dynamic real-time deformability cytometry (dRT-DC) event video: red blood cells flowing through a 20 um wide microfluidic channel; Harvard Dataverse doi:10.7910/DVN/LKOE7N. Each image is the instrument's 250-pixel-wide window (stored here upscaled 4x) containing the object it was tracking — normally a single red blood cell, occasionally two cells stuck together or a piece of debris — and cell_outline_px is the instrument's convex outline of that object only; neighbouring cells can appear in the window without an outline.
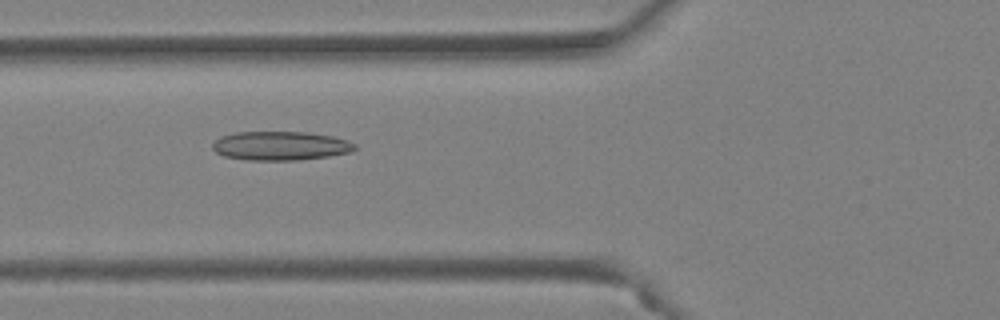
{"species": "Egyptian fruit bat (a non-hibernating species)", "species_latin": "Rousettus aegyptiacus", "temperature_condition": "warm", "stored_images_in_passage": 43, "camera_frame_rate_fps": 3000, "um_per_image_px": 0.085, "animal": {"sex": "female"}, "frame": {"image": 1, "passage_image": 13, "time_ms": 4.0, "image_size_px": [1000, 320], "cell_outline_px": [[356, 148], [348, 152], [328, 156], [296, 160], [244, 160], [224, 156], [216, 152], [212, 148], [212, 144], [220, 136], [236, 132], [308, 132], [332, 136], [348, 140], [356, 144]], "centroid_in_image_um": [23.81, 12.39], "position_along_channel_um": 102.0, "area_um2": 23.99}}
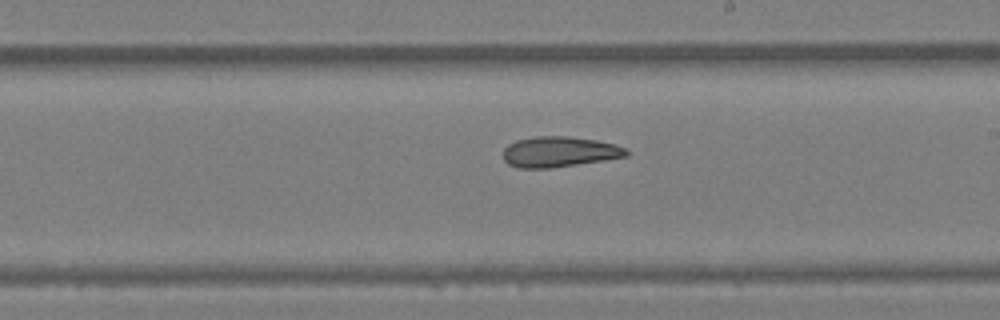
{"frame": {"image": 2, "passage_image": 23, "time_ms": 7.333, "image_size_px": [1000, 320], "cell_outline_px": [[628, 156], [604, 160], [552, 168], [516, 168], [508, 164], [504, 160], [504, 148], [508, 144], [516, 140], [536, 136], [568, 136], [596, 140], [616, 144], [628, 148]], "centroid_in_image_um": [47.55, 12.9], "position_along_channel_um": 241.5, "area_um2": 22.08}}
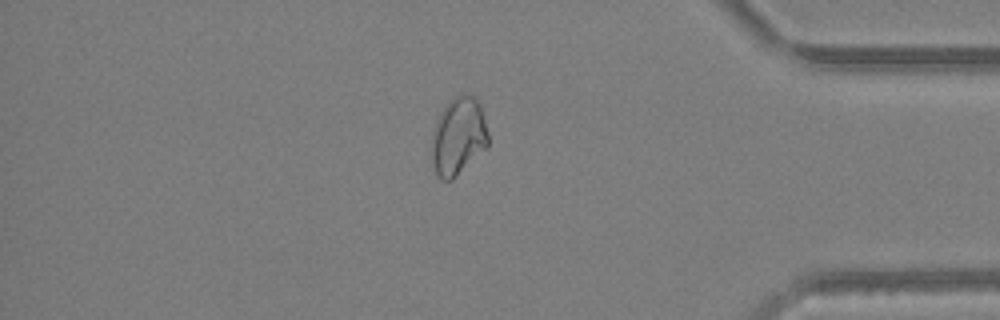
{"frame": {"image": 3, "passage_image": 36, "time_ms": 11.667, "image_size_px": [1000, 320], "cell_outline_px": [[488, 148], [452, 180], [440, 180], [436, 176], [432, 160], [432, 136], [436, 120], [444, 108], [456, 96], [472, 96], [480, 104], [488, 132]], "centroid_in_image_um": [38.97, 11.66], "position_along_channel_um": 396.2, "area_um2": 25.43}, "authors_computed_cell_mechanics": {"area_um2": 24.3338, "velocity_mm_per_s": 4.1802, "shape_relaxation_time_tau1_ms": null, "shape_relaxation_time_tau2_ms": 6.5652, "deformation_change_tau1": null, "deformation_change_tau2": 0.1515}}